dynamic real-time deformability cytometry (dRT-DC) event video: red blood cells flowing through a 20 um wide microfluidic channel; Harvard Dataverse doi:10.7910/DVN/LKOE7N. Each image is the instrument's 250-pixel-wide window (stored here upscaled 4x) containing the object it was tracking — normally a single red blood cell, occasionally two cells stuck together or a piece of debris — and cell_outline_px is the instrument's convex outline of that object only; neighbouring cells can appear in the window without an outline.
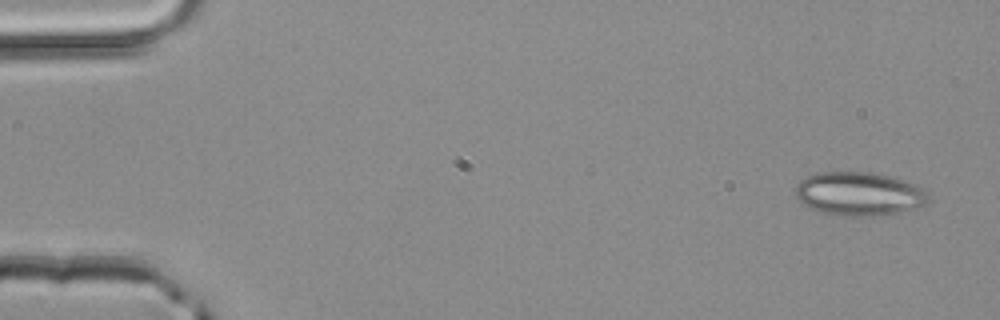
{"species": "common noctule bat (a hibernating species)", "species_latin": "Nyctalus noctula", "temperature_condition": "room temperature", "stored_images_in_passage": 3, "camera_frame_rate_fps": 3000, "um_per_image_px": 0.085, "animal": {"sex": "male", "body_mass_g": 20.4}, "frame": {"image": 1, "passage_image": 1, "time_ms": 0.0, "image_size_px": [1000, 320], "cell_outline_px": [[928, 200], [924, 204], [912, 208], [896, 212], [872, 216], [840, 216], [824, 212], [800, 204], [796, 196], [796, 188], [800, 180], [808, 176], [820, 172], [872, 172], [904, 180], [916, 184], [924, 188], [928, 196]], "centroid_in_image_um": [73.0, 16.47], "position_along_channel_um": 12.0, "area_um2": 33.52}}